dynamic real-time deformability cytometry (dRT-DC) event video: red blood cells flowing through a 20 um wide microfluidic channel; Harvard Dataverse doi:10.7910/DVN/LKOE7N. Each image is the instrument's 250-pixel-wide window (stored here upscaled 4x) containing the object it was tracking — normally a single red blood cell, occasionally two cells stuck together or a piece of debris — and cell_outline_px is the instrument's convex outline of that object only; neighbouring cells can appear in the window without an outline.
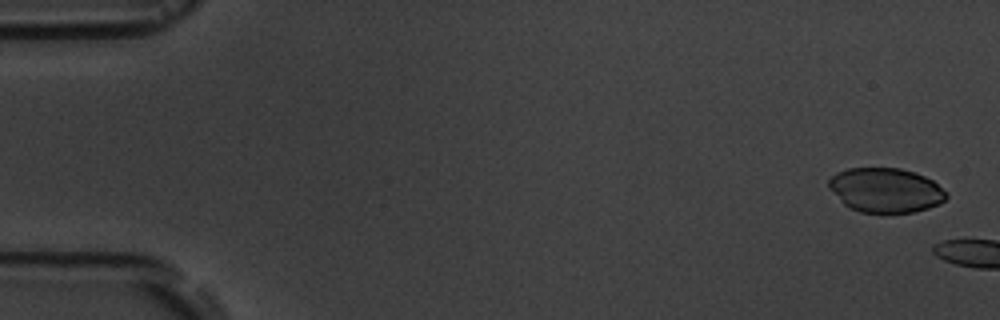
{"species": "common noctule bat (a hibernating species)", "species_latin": "Nyctalus noctula", "temperature_condition": "room temperature", "stored_images_in_passage": 5, "camera_frame_rate_fps": 3000, "um_per_image_px": 0.085, "animal": {"sex": "male", "body_mass_g": 19.5, "forearm_length_mm": 54.6}, "frame": {"image": 1, "passage_image": 1, "time_ms": 0.0, "image_size_px": [1000, 320], "cell_outline_px": [[948, 196], [940, 204], [928, 208], [912, 212], [860, 212], [848, 208], [828, 188], [828, 180], [836, 172], [848, 168], [900, 168], [916, 172], [932, 180], [948, 192]], "centroid_in_image_um": [75.27, 16.16], "position_along_channel_um": 9.7, "area_um2": 30.63}}
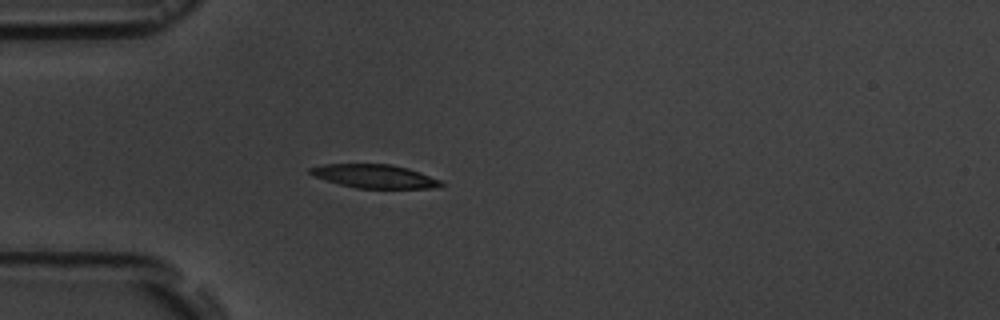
{"frame": {"image": 2, "passage_image": 5, "time_ms": 6.333, "image_size_px": [1000, 320], "cell_outline_px": [[444, 184], [432, 188], [356, 188], [340, 184], [312, 176], [308, 172], [308, 168], [324, 164], [392, 164], [408, 168], [444, 180]], "centroid_in_image_um": [31.85, 14.97], "position_along_channel_um": 53.2, "area_um2": 18.09}}